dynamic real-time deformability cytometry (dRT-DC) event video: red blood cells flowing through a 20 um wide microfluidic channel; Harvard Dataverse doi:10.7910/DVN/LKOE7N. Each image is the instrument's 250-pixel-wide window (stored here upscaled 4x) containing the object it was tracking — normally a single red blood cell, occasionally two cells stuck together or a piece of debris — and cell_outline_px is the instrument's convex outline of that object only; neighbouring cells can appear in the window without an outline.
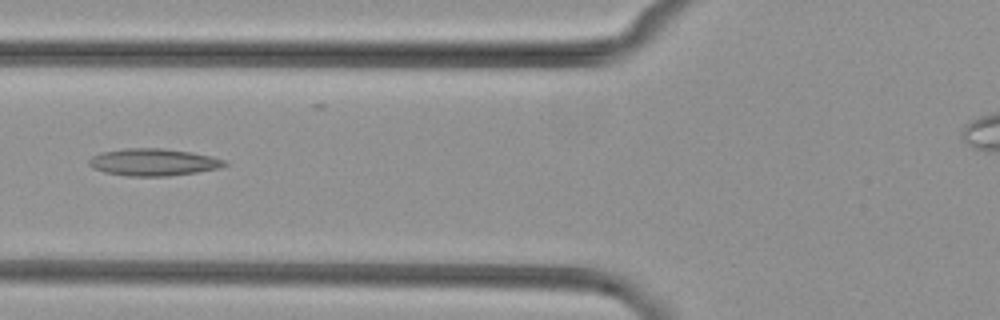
{"species": "common noctule bat (a hibernating species)", "species_latin": "Nyctalus noctula", "temperature_condition": "cold", "stored_images_in_passage": 7, "camera_frame_rate_fps": 3000, "um_per_image_px": 0.085, "animal": {"sex": "female", "body_mass_g": 29.2, "forearm_length_mm": 56.3}, "frame": {"image": 1, "passage_image": 6, "time_ms": 6.0, "image_size_px": [1000, 320], "cell_outline_px": [[228, 164], [220, 168], [196, 172], [168, 176], [128, 176], [104, 172], [92, 168], [88, 164], [88, 160], [92, 156], [100, 152], [124, 148], [164, 148], [192, 152], [212, 156], [224, 160]], "centroid_in_image_um": [13.01, 13.78], "position_along_channel_um": 112.8, "area_um2": 21.62}}
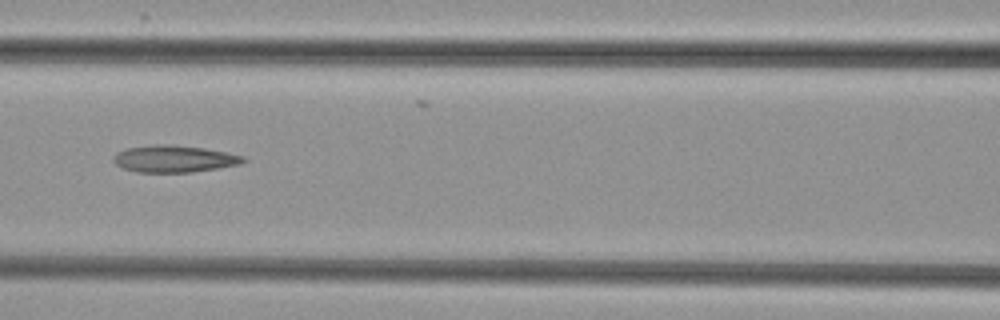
{"frame": {"image": 2, "passage_image": 7, "time_ms": 7.0, "image_size_px": [1000, 320], "cell_outline_px": [[248, 160], [240, 164], [192, 172], [136, 172], [124, 168], [116, 164], [112, 160], [112, 156], [116, 152], [128, 148], [152, 144], [164, 144], [204, 148], [244, 156]], "centroid_in_image_um": [14.77, 13.5], "position_along_channel_um": 151.8, "area_um2": 20.29}}